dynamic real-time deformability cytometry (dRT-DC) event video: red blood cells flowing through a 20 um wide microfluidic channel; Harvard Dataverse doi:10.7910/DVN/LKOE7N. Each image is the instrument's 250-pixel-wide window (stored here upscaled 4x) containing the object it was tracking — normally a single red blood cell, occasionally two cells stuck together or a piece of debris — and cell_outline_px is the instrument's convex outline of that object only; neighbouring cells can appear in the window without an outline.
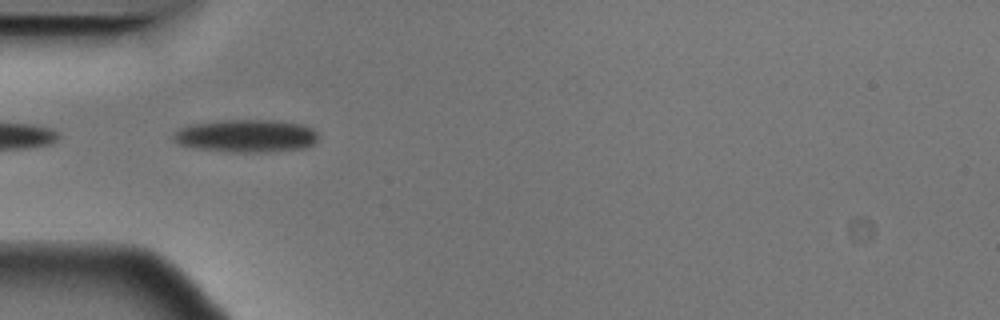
{"species": "Egyptian fruit bat (a non-hibernating species)", "species_latin": "Rousettus aegyptiacus", "temperature_condition": "cold", "stored_images_in_passage": 4, "camera_frame_rate_fps": 3000, "um_per_image_px": 0.085, "animal": {"sex": "male"}, "frame": {"image": 1, "passage_image": 2, "time_ms": 0.333, "image_size_px": [1000, 320], "cell_outline_px": [[320, 136], [312, 144], [304, 148], [264, 152], [232, 152], [200, 148], [176, 144], [172, 140], [172, 136], [180, 128], [192, 124], [220, 120], [272, 120], [304, 124], [312, 128]], "centroid_in_image_um": [20.94, 11.54], "position_along_channel_um": 64.1, "area_um2": 27.69}}